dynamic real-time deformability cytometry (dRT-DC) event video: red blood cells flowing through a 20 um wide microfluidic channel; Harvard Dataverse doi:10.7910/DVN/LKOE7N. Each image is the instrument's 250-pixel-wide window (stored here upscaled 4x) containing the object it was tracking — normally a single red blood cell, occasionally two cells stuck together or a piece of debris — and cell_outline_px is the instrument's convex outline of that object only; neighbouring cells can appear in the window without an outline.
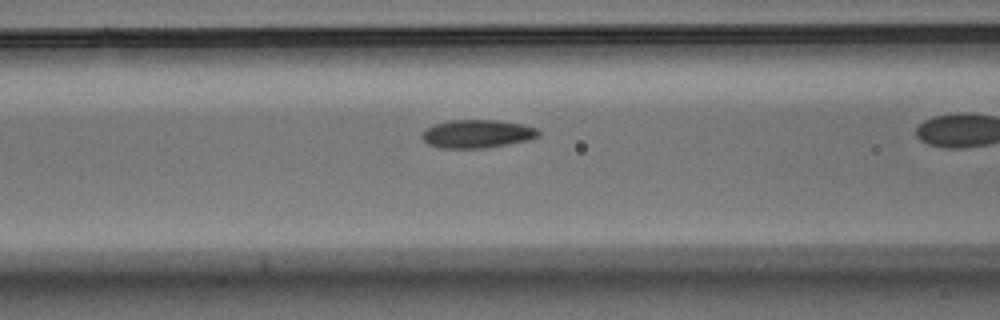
{"species": "Egyptian fruit bat (a non-hibernating species)", "species_latin": "Rousettus aegyptiacus", "temperature_condition": "warm", "stored_images_in_passage": 40, "camera_frame_rate_fps": 3000, "um_per_image_px": 0.085, "animal": {"sex": "male"}, "frame": {"image": 1, "passage_image": 18, "time_ms": 5.667, "image_size_px": [1000, 320], "cell_outline_px": [[540, 136], [528, 140], [488, 148], [440, 148], [428, 144], [420, 136], [420, 132], [432, 124], [448, 120], [500, 120], [520, 124], [536, 128], [540, 132]], "centroid_in_image_um": [40.52, 11.37], "position_along_channel_um": 126.1, "area_um2": 19.42}}
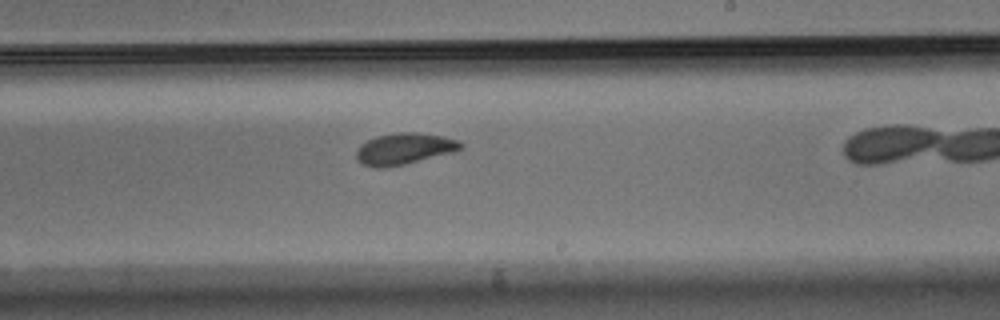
{"frame": {"image": 2, "passage_image": 29, "time_ms": 9.333, "image_size_px": [1000, 320], "cell_outline_px": [[464, 144], [456, 152], [404, 164], [384, 168], [372, 168], [364, 164], [356, 156], [356, 152], [360, 144], [376, 136], [400, 132], [416, 132], [440, 136], [460, 140]], "centroid_in_image_um": [34.38, 12.65], "position_along_channel_um": 254.6, "area_um2": 19.07}}
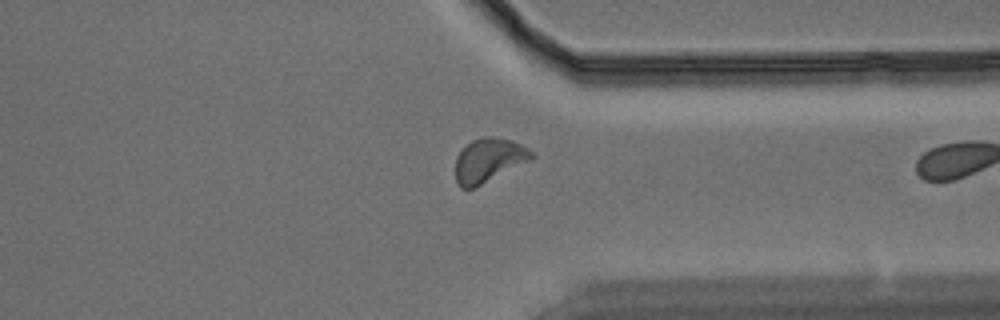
{"frame": {"image": 3, "passage_image": 39, "time_ms": 12.667, "image_size_px": [1000, 320], "cell_outline_px": [[536, 156], [532, 160], [476, 188], [460, 188], [456, 184], [456, 156], [472, 140], [484, 136], [492, 136], [512, 140], [528, 148]], "centroid_in_image_um": [41.57, 13.64], "position_along_channel_um": 369.8, "area_um2": 19.77}}